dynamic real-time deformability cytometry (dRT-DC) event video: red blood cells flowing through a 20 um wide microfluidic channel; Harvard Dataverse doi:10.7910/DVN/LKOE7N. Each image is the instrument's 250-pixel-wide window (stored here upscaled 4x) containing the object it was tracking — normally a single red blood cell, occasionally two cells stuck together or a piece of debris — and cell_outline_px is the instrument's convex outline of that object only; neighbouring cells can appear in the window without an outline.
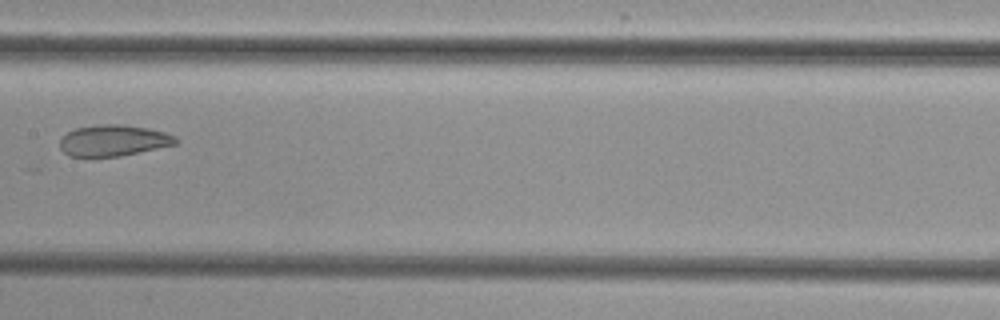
{"species": "common noctule bat (a hibernating species)", "species_latin": "Nyctalus noctula", "temperature_condition": "cold", "stored_images_in_passage": 7, "camera_frame_rate_fps": 3000, "um_per_image_px": 0.085, "animal": {"sex": "female", "body_mass_g": 29.2, "forearm_length_mm": 56.3}, "frame": {"image": 1, "passage_image": 7, "time_ms": 7.333, "image_size_px": [1000, 320], "cell_outline_px": [[180, 140], [176, 144], [120, 156], [68, 156], [60, 148], [60, 140], [68, 132], [76, 128], [104, 124], [120, 124], [148, 128], [164, 132], [176, 136]], "centroid_in_image_um": [9.67, 11.94], "position_along_channel_um": 197.7, "area_um2": 20.87}}